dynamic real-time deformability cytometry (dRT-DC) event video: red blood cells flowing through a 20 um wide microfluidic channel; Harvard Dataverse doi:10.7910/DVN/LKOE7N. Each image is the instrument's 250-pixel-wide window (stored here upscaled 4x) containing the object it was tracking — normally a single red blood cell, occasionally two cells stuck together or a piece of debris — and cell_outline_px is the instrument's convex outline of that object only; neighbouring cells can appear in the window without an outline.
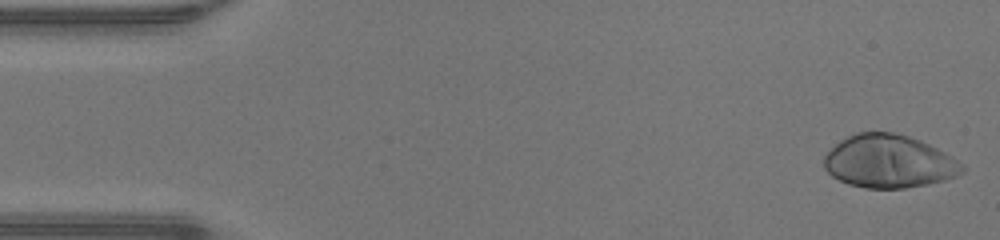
{"species": "human", "species_latin": "Homo sapiens", "temperature_condition": "warm", "stored_images_in_passage": 47, "camera_frame_rate_fps": 3000, "um_per_image_px": 0.085, "donor": {"sex": "male"}, "frame": {"image": 1, "passage_image": 1, "time_ms": 0.0, "image_size_px": [1000, 240], "cell_outline_px": [[964, 172], [956, 176], [944, 180], [928, 184], [904, 188], [864, 188], [848, 184], [832, 176], [824, 168], [824, 156], [840, 140], [856, 132], [892, 132], [908, 136], [920, 140], [952, 156], [964, 168]], "centroid_in_image_um": [75.54, 13.72], "position_along_channel_um": 9.5, "area_um2": 42.48}}
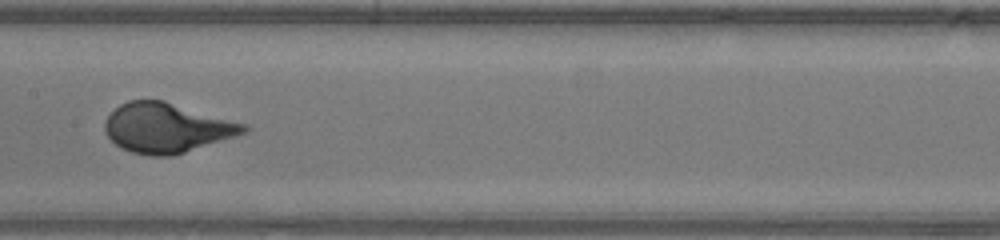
{"frame": {"image": 2, "passage_image": 23, "time_ms": 7.333, "image_size_px": [1000, 240], "cell_outline_px": [[252, 128], [248, 132], [236, 136], [172, 156], [152, 156], [132, 152], [116, 144], [104, 132], [104, 120], [120, 104], [128, 100], [164, 100], [248, 124]], "centroid_in_image_um": [14.21, 10.86], "position_along_channel_um": 193.2, "area_um2": 40.29}}
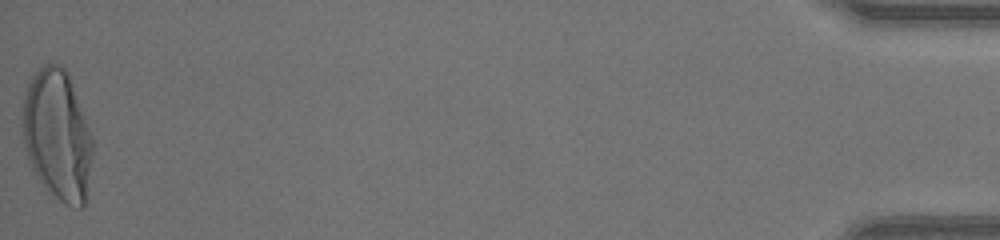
{"frame": {"image": 3, "passage_image": 47, "time_ms": 15.333, "image_size_px": [1000, 240], "cell_outline_px": [[92, 152], [84, 208], [72, 208], [64, 204], [40, 180], [28, 156], [24, 144], [24, 100], [28, 84], [36, 72], [44, 64], [60, 64], [68, 72], [92, 136]], "centroid_in_image_um": [4.91, 11.47], "position_along_channel_um": 430.3, "area_um2": 52.08}, "authors_computed_cell_mechanics": {"area_um2": 40.5178, "velocity_mm_per_s": 4.3159, "shape_relaxation_time_tau1_ms": 3.287, "shape_relaxation_time_tau2_ms": null, "deformation_change_tau1": 0.2506, "deformation_change_tau2": null}}